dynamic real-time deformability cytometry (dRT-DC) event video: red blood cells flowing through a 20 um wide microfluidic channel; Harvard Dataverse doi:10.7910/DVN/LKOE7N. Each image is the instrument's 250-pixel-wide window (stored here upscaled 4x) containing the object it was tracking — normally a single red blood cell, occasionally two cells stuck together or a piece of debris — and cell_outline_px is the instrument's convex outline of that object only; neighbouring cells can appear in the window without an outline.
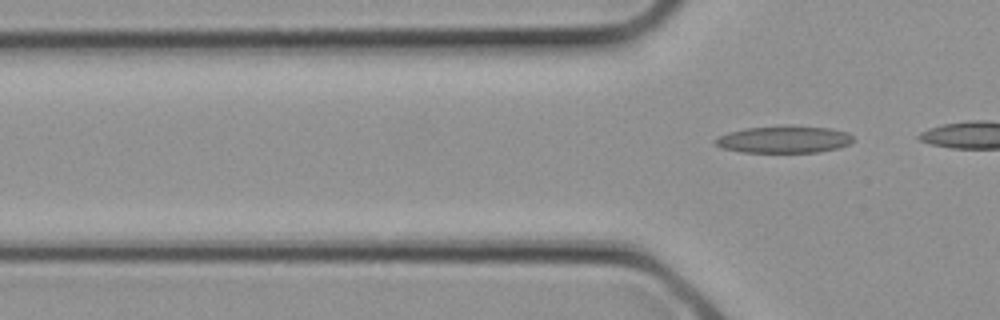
{"species": "common noctule bat (a hibernating species)", "species_latin": "Nyctalus noctula", "temperature_condition": "cold", "stored_images_in_passage": 3, "camera_frame_rate_fps": 3000, "um_per_image_px": 0.085, "animal": {"sex": "female", "body_mass_g": 21.9}, "frame": {"image": 1, "passage_image": 3, "time_ms": 0.667, "image_size_px": [1000, 320], "cell_outline_px": [[852, 140], [848, 144], [840, 148], [820, 152], [740, 152], [720, 148], [712, 144], [712, 140], [728, 132], [744, 128], [784, 124], [832, 128], [848, 132], [852, 136]], "centroid_in_image_um": [66.59, 11.83], "position_along_channel_um": 59.2, "area_um2": 22.43}}